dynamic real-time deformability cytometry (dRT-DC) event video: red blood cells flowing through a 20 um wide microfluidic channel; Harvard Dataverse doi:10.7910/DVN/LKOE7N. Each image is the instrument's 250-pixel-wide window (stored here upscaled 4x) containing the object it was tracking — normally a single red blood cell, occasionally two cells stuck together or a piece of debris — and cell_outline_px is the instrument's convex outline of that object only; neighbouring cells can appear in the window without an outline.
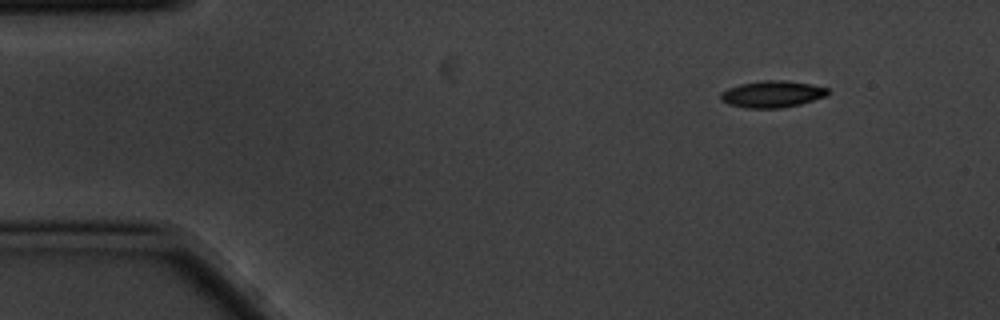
{"species": "common noctule bat (a hibernating species)", "species_latin": "Nyctalus noctula", "temperature_condition": "cold", "stored_images_in_passage": 6, "camera_frame_rate_fps": 3000, "um_per_image_px": 0.085, "animal": {"sex": "male", "body_mass_g": 20.1, "forearm_length_mm": 53.5}, "frame": {"image": 1, "passage_image": 1, "time_ms": 0.0, "image_size_px": [1000, 320], "cell_outline_px": [[828, 92], [824, 96], [800, 104], [780, 108], [748, 108], [728, 104], [720, 100], [720, 92], [728, 88], [740, 84], [764, 80], [788, 80], [812, 84], [828, 88]], "centroid_in_image_um": [65.6, 7.99], "position_along_channel_um": 19.4, "area_um2": 16.65}}
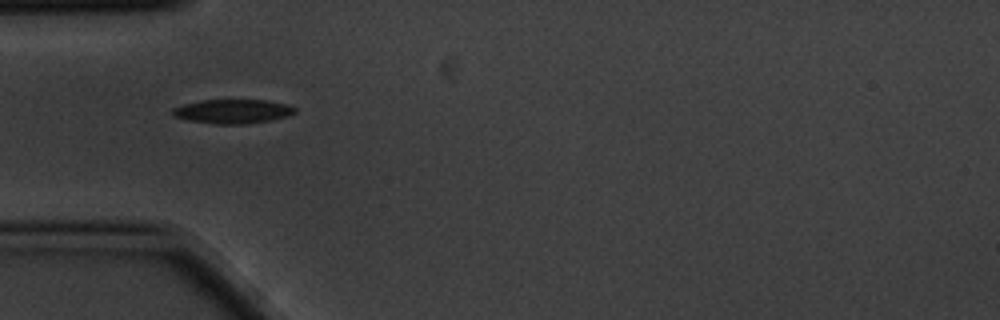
{"frame": {"image": 2, "passage_image": 3, "time_ms": 0.667, "image_size_px": [1000, 320], "cell_outline_px": [[296, 112], [288, 116], [272, 120], [244, 124], [216, 124], [188, 120], [176, 116], [172, 112], [172, 108], [184, 104], [200, 100], [268, 100], [288, 104], [296, 108]], "centroid_in_image_um": [19.83, 9.46], "position_along_channel_um": 65.2, "area_um2": 17.22}}